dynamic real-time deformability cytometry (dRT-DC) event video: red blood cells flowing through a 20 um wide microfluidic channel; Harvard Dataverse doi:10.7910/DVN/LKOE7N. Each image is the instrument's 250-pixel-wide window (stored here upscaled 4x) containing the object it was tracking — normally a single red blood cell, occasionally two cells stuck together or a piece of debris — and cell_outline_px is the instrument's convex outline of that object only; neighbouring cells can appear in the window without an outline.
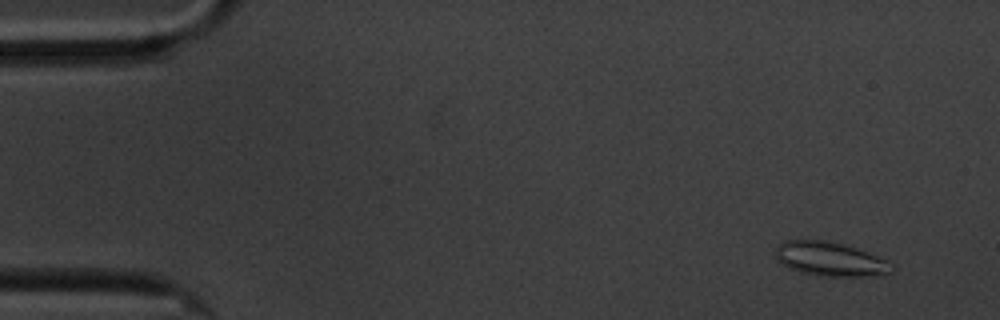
{"species": "common noctule bat (a hibernating species)", "species_latin": "Nyctalus noctula", "temperature_condition": "cold", "stored_images_in_passage": 6, "camera_frame_rate_fps": 3000, "um_per_image_px": 0.085, "animal": {"sex": "male", "body_mass_g": 20.1, "forearm_length_mm": 53.5}, "frame": {"image": 1, "passage_image": 1, "time_ms": 0.0, "image_size_px": [1000, 320], "cell_outline_px": [[892, 272], [880, 276], [816, 276], [800, 272], [788, 268], [780, 264], [776, 260], [776, 248], [784, 240], [828, 240], [856, 248], [868, 252], [888, 260]], "centroid_in_image_um": [70.53, 22.03], "position_along_channel_um": 14.5, "area_um2": 23.29}}
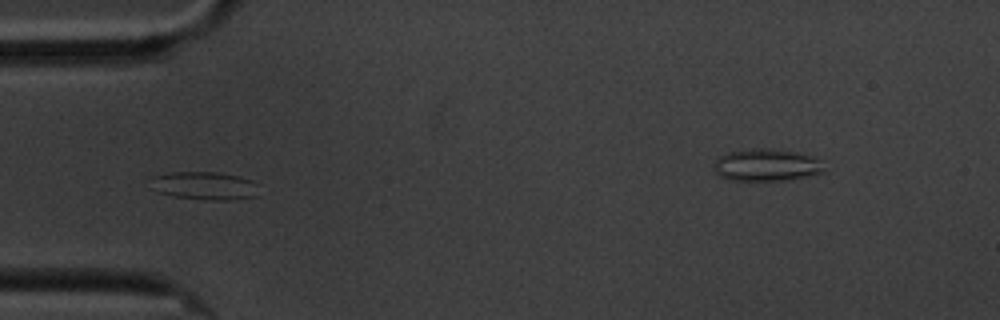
{"frame": {"image": 2, "passage_image": 5, "time_ms": 4.667, "image_size_px": [1000, 320], "cell_outline_px": [[256, 196], [228, 200], [204, 200], [172, 196], [148, 188], [152, 176], [172, 172], [216, 172], [240, 176], [252, 180]], "centroid_in_image_um": [17.27, 15.78], "position_along_channel_um": 67.7, "area_um2": 17.69}}
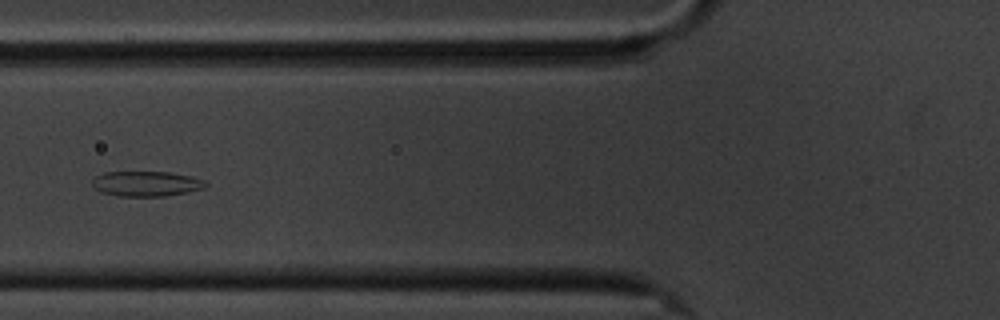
{"frame": {"image": 3, "passage_image": 6, "time_ms": 6.0, "image_size_px": [1000, 320], "cell_outline_px": [[208, 184], [204, 188], [188, 192], [164, 196], [116, 196], [100, 192], [92, 184], [92, 180], [96, 176], [104, 172], [168, 172], [192, 176], [204, 180]], "centroid_in_image_um": [12.44, 15.62], "position_along_channel_um": 113.4, "area_um2": 16.65}}